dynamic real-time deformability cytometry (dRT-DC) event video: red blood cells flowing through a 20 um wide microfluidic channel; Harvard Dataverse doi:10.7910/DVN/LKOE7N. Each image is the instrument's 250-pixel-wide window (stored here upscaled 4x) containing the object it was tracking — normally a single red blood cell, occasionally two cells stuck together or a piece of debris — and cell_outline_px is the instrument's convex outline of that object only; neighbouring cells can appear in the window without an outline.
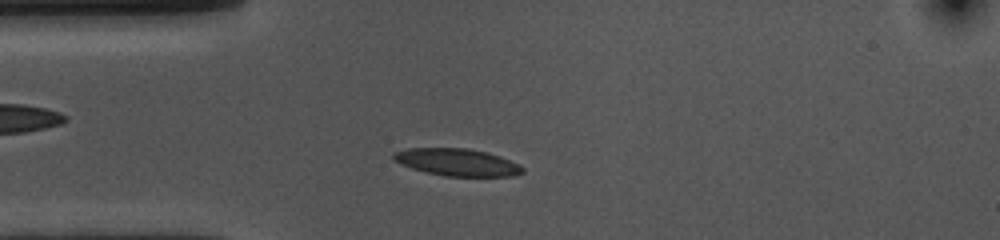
{"species": "common noctule bat (a hibernating species)", "species_latin": "Nyctalus noctula", "temperature_condition": "cold", "stored_images_in_passage": 43, "camera_frame_rate_fps": 3000, "um_per_image_px": 0.085, "animal": {"sex": "female", "body_mass_g": 10.0, "forearm_length_mm": 53.1}, "frame": {"image": 1, "passage_image": 6, "time_ms": 1.667, "image_size_px": [1000, 240], "cell_outline_px": [[524, 172], [512, 176], [444, 176], [412, 168], [400, 164], [392, 156], [396, 152], [408, 148], [468, 148], [500, 156], [520, 164], [524, 168]], "centroid_in_image_um": [38.9, 13.79], "position_along_channel_um": 46.1, "area_um2": 20.29}}
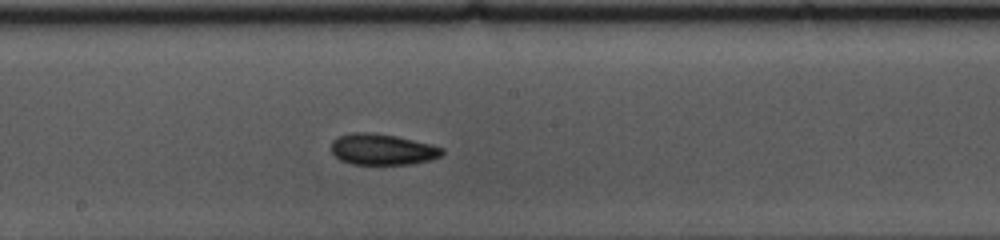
{"frame": {"image": 2, "passage_image": 21, "time_ms": 6.667, "image_size_px": [1000, 240], "cell_outline_px": [[444, 152], [440, 156], [428, 160], [412, 164], [352, 164], [340, 160], [332, 152], [332, 140], [336, 136], [352, 132], [368, 132], [396, 136], [444, 148]], "centroid_in_image_um": [32.46, 12.69], "position_along_channel_um": 215.7, "area_um2": 19.94}}
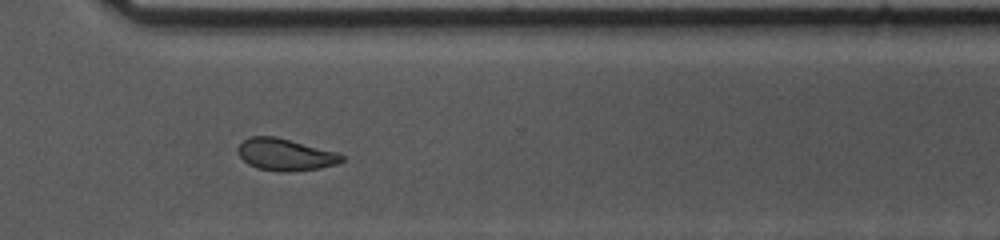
{"frame": {"image": 3, "passage_image": 32, "time_ms": 10.333, "image_size_px": [1000, 240], "cell_outline_px": [[344, 160], [336, 164], [320, 168], [284, 172], [280, 172], [256, 168], [248, 164], [240, 156], [236, 148], [248, 136], [276, 136], [336, 152], [344, 156]], "centroid_in_image_um": [24.22, 13.14], "position_along_channel_um": 346.4, "area_um2": 19.31}, "authors_computed_cell_mechanics": {"area_um2": 19.9988, "velocity_mm_per_s": 3.5695, "shape_relaxation_time_tau1_ms": 2.6708, "shape_relaxation_time_tau2_ms": 2.8474, "deformation_change_tau1": 0.117, "deformation_change_tau2": 0.0824}}